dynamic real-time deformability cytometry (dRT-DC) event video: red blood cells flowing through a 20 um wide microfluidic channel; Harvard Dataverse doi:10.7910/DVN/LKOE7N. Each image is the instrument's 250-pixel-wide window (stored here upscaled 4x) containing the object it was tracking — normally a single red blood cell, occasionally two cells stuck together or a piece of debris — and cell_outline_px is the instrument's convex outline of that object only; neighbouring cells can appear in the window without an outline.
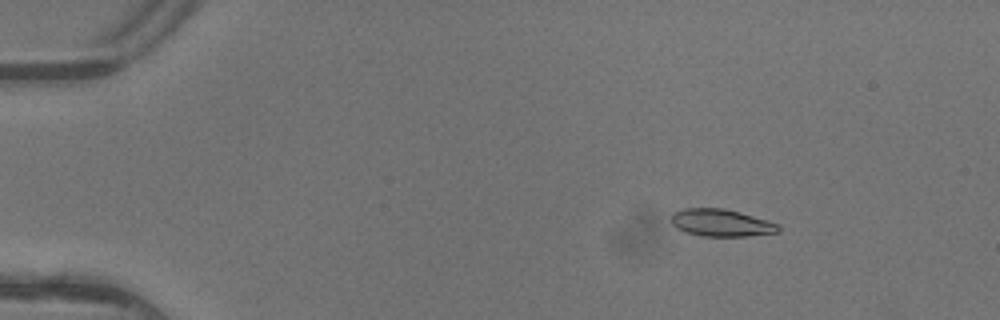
{"species": "common noctule bat (a hibernating species)", "species_latin": "Nyctalus noctula", "temperature_condition": "warm", "stored_images_in_passage": 4, "camera_frame_rate_fps": 3000, "um_per_image_px": 0.085, "animal": {"sex": "female"}, "frame": {"image": 1, "passage_image": 2, "time_ms": 0.333, "image_size_px": [1000, 320], "cell_outline_px": [[780, 232], [748, 236], [700, 236], [684, 232], [676, 228], [672, 224], [672, 212], [684, 208], [724, 208], [740, 212], [780, 224]], "centroid_in_image_um": [61.3, 18.94], "position_along_channel_um": 23.7, "area_um2": 17.22}}